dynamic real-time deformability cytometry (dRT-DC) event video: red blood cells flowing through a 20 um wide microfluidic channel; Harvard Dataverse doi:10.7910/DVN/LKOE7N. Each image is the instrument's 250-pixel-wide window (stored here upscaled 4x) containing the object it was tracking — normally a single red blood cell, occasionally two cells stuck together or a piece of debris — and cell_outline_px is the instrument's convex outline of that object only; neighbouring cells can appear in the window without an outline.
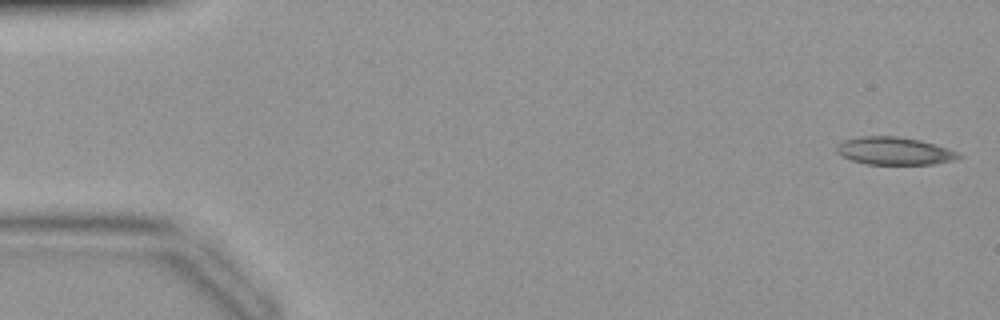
{"species": "common noctule bat (a hibernating species)", "species_latin": "Nyctalus noctula", "temperature_condition": "warm", "stored_images_in_passage": 42, "camera_frame_rate_fps": 3000, "um_per_image_px": 0.085, "animal": {"sex": "female", "body_mass_g": 19.9}, "frame": {"image": 1, "passage_image": 1, "time_ms": 0.0, "image_size_px": [1000, 320], "cell_outline_px": [[964, 156], [952, 160], [932, 164], [864, 164], [852, 160], [836, 152], [836, 144], [844, 140], [860, 136], [896, 136], [920, 140], [948, 148], [960, 152]], "centroid_in_image_um": [76.02, 12.82], "position_along_channel_um": 9.0, "area_um2": 19.71}}
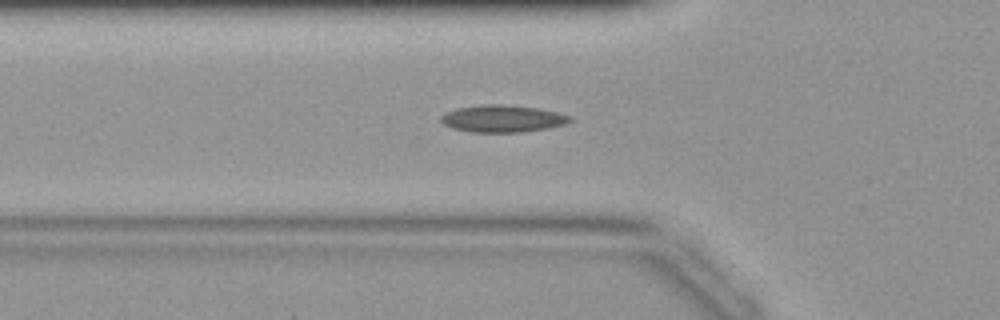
{"frame": {"image": 2, "passage_image": 14, "time_ms": 4.333, "image_size_px": [1000, 320], "cell_outline_px": [[572, 120], [564, 124], [548, 128], [524, 132], [472, 132], [452, 128], [444, 124], [440, 120], [440, 116], [456, 108], [480, 104], [504, 104], [540, 108], [572, 116]], "centroid_in_image_um": [42.72, 10.07], "position_along_channel_um": 83.1, "area_um2": 20.52}}
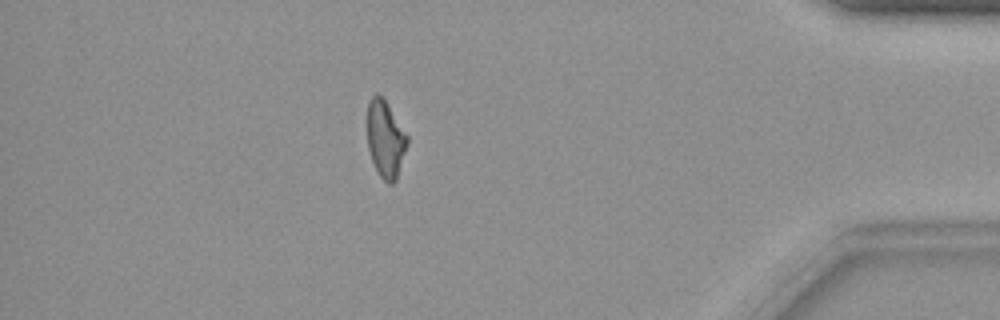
{"frame": {"image": 3, "passage_image": 37, "time_ms": 12.0, "image_size_px": [1000, 320], "cell_outline_px": [[408, 144], [396, 180], [392, 184], [388, 184], [380, 176], [372, 160], [368, 148], [364, 120], [368, 104], [372, 96], [376, 92], [388, 104], [408, 136]], "centroid_in_image_um": [32.72, 11.79], "position_along_channel_um": 402.5, "area_um2": 18.38}}